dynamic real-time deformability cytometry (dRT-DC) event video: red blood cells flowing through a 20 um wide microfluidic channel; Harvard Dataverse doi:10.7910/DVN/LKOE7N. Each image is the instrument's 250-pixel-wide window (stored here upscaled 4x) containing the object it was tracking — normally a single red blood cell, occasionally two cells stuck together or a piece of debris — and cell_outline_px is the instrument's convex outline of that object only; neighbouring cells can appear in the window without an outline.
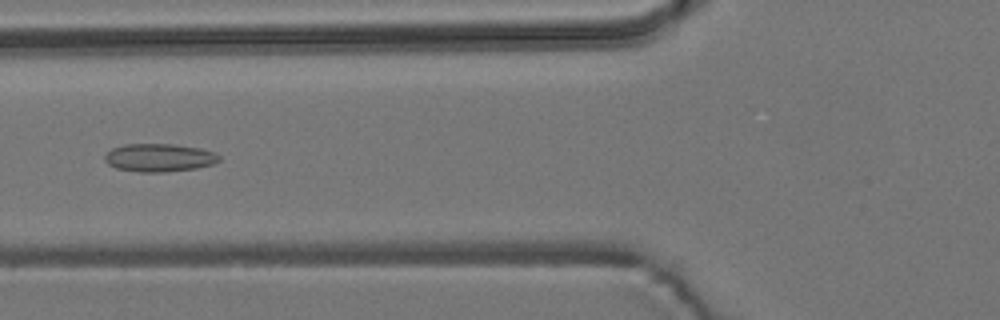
{"species": "common noctule bat (a hibernating species)", "species_latin": "Nyctalus noctula", "temperature_condition": "room temperature", "stored_images_in_passage": 4, "camera_frame_rate_fps": 3000, "um_per_image_px": 0.085, "animal": {"sex": "male", "body_mass_g": 19.2, "forearm_length_mm": 51.8}, "frame": {"image": 1, "passage_image": 4, "time_ms": 3.333, "image_size_px": [1000, 320], "cell_outline_px": [[220, 160], [212, 164], [196, 168], [164, 172], [140, 172], [116, 168], [108, 164], [104, 160], [104, 156], [112, 148], [124, 144], [172, 144], [200, 148], [216, 152], [220, 156]], "centroid_in_image_um": [13.53, 13.4], "position_along_channel_um": 112.3, "area_um2": 18.73}}